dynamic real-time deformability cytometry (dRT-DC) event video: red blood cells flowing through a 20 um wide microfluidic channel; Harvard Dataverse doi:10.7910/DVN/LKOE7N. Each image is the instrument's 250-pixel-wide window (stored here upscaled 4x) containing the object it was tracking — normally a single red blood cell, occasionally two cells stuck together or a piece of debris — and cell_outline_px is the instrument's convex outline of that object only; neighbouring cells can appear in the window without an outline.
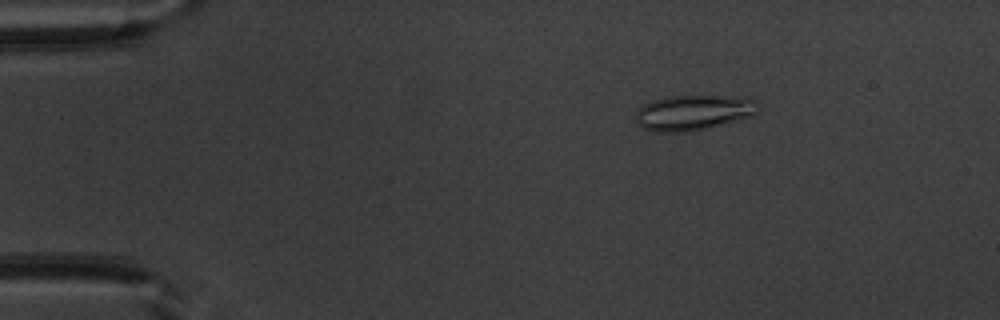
{"species": "common noctule bat (a hibernating species)", "species_latin": "Nyctalus noctula", "temperature_condition": "warm", "stored_images_in_passage": 52, "camera_frame_rate_fps": 3000, "um_per_image_px": 0.085, "animal": {"sex": "male", "body_mass_g": 20.1, "forearm_length_mm": 53.5}, "frame": {"image": 1, "passage_image": 9, "time_ms": 2.667, "image_size_px": [1000, 320], "cell_outline_px": [[760, 108], [752, 116], [688, 132], [656, 132], [644, 128], [636, 124], [636, 112], [644, 104], [652, 100], [668, 96], [752, 96], [760, 104]], "centroid_in_image_um": [58.98, 9.55], "position_along_channel_um": 26.0, "area_um2": 25.37}}
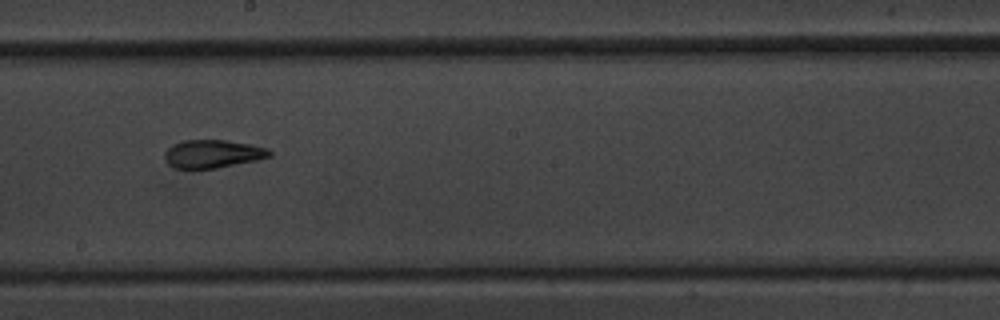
{"frame": {"image": 2, "passage_image": 30, "time_ms": 9.667, "image_size_px": [1000, 320], "cell_outline_px": [[272, 156], [256, 160], [216, 168], [176, 168], [168, 164], [164, 156], [164, 152], [172, 144], [184, 140], [224, 140], [252, 144], [268, 148], [272, 152]], "centroid_in_image_um": [18.09, 13.06], "position_along_channel_um": 230.1, "area_um2": 17.17}}
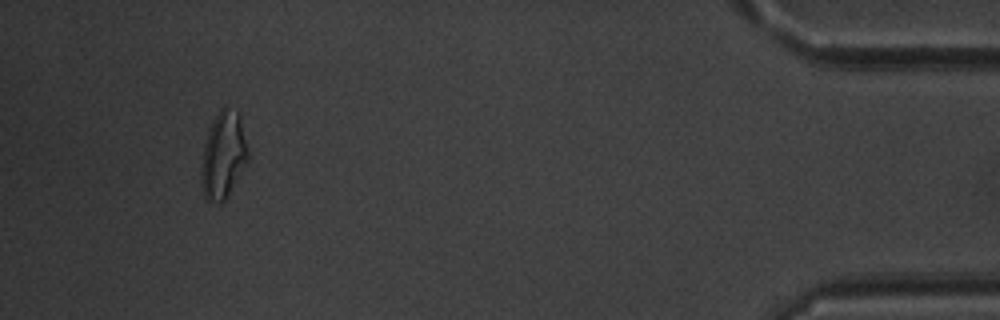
{"frame": {"image": 3, "passage_image": 49, "time_ms": 16.0, "image_size_px": [1000, 320], "cell_outline_px": [[248, 164], [224, 200], [204, 200], [200, 180], [200, 164], [204, 144], [208, 132], [220, 108], [224, 104], [236, 112], [240, 116], [248, 152]], "centroid_in_image_um": [18.97, 13.2], "position_along_channel_um": 416.2, "area_um2": 23.64}, "authors_computed_cell_mechanics": {"area_um2": 19.4497, "velocity_mm_per_s": 3.9482, "shape_relaxation_time_tau1_ms": 9.3056, "shape_relaxation_time_tau2_ms": 1.8701, "deformation_change_tau1": 0.2492, "deformation_change_tau2": 0.1014}}